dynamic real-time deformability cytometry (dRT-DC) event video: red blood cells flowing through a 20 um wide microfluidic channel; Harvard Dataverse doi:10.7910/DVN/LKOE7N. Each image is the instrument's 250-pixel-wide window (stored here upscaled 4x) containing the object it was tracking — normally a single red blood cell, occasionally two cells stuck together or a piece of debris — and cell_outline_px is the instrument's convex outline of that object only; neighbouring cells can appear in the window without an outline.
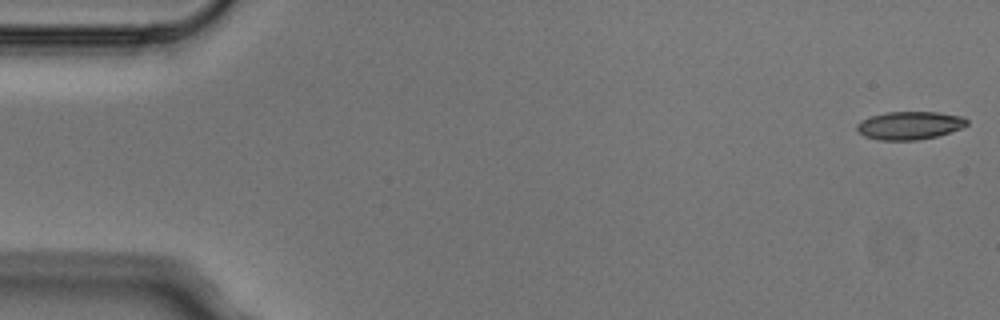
{"species": "Egyptian fruit bat (a non-hibernating species)", "species_latin": "Rousettus aegyptiacus", "temperature_condition": "cold", "stored_images_in_passage": 5, "camera_frame_rate_fps": 3000, "um_per_image_px": 0.085, "animal": {"sex": "male"}, "frame": {"image": 1, "passage_image": 1, "time_ms": 0.0, "image_size_px": [1000, 320], "cell_outline_px": [[968, 124], [960, 128], [936, 136], [916, 140], [880, 140], [864, 136], [856, 128], [856, 124], [860, 120], [868, 116], [884, 112], [940, 112], [964, 116], [968, 120]], "centroid_in_image_um": [77.29, 10.64], "position_along_channel_um": 7.7, "area_um2": 18.09}}
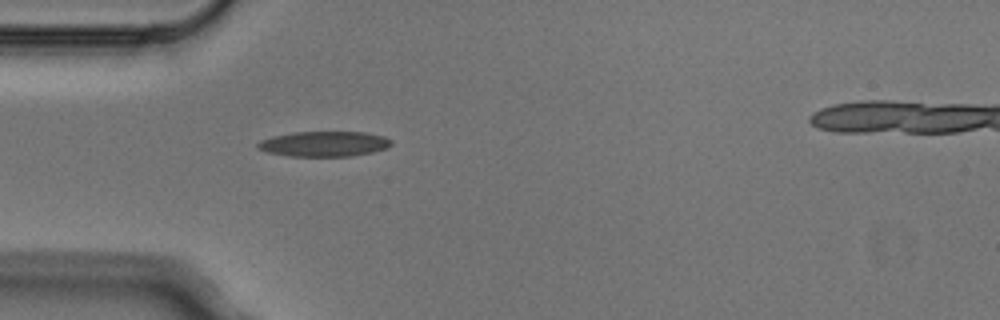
{"frame": {"image": 2, "passage_image": 5, "time_ms": 1.333, "image_size_px": [1000, 320], "cell_outline_px": [[392, 144], [388, 148], [372, 152], [352, 156], [288, 156], [268, 152], [260, 148], [256, 144], [260, 140], [272, 136], [296, 132], [364, 132], [384, 136], [392, 140]], "centroid_in_image_um": [27.59, 12.23], "position_along_channel_um": 57.4, "area_um2": 19.59}}